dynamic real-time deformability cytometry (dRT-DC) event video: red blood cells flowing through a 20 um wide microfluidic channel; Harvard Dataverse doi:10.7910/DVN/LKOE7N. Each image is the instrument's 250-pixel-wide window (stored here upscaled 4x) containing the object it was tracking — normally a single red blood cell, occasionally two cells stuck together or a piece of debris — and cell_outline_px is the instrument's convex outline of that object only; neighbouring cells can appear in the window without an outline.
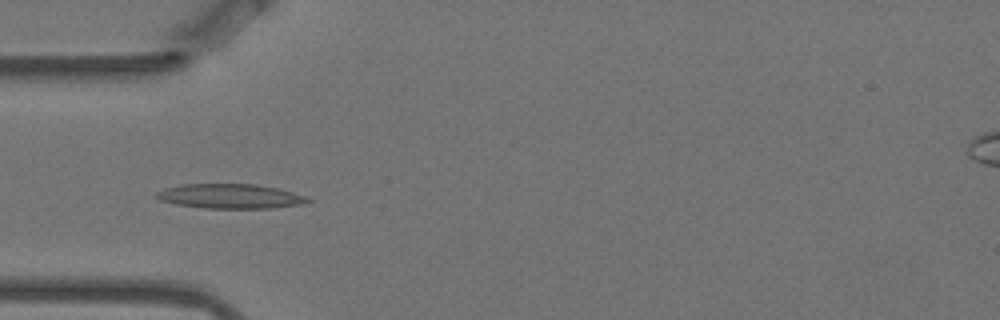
{"species": "Egyptian fruit bat (a non-hibernating species)", "species_latin": "Rousettus aegyptiacus", "temperature_condition": "warm", "stored_images_in_passage": 8, "camera_frame_rate_fps": 3000, "um_per_image_px": 0.085, "animal": {"sex": "female"}, "frame": {"image": 1, "passage_image": 5, "time_ms": 1.333, "image_size_px": [1000, 320], "cell_outline_px": [[312, 200], [300, 204], [272, 208], [204, 208], [176, 204], [160, 200], [156, 196], [156, 192], [164, 188], [180, 184], [256, 184], [276, 188], [292, 192], [304, 196]], "centroid_in_image_um": [19.52, 16.67], "position_along_channel_um": 65.5, "area_um2": 21.5}}
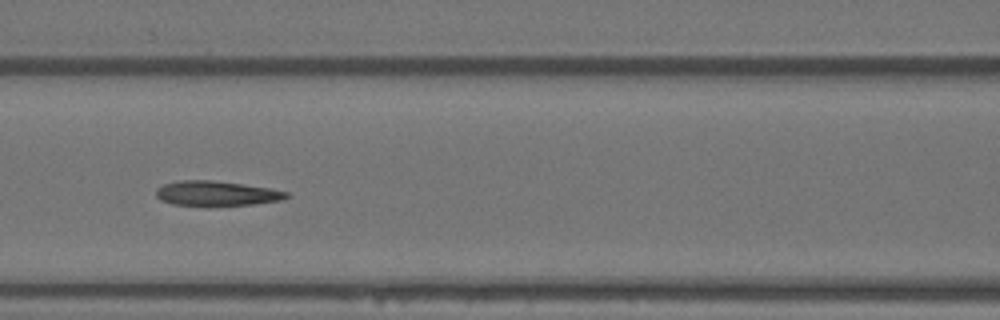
{"frame": {"image": 2, "passage_image": 7, "time_ms": 2.0, "image_size_px": [1000, 320], "cell_outline_px": [[288, 196], [284, 200], [256, 204], [172, 204], [160, 200], [156, 196], [156, 188], [164, 184], [180, 180], [212, 180], [244, 184], [272, 188], [288, 192]], "centroid_in_image_um": [18.43, 16.41], "position_along_channel_um": 148.2, "area_um2": 18.55}}
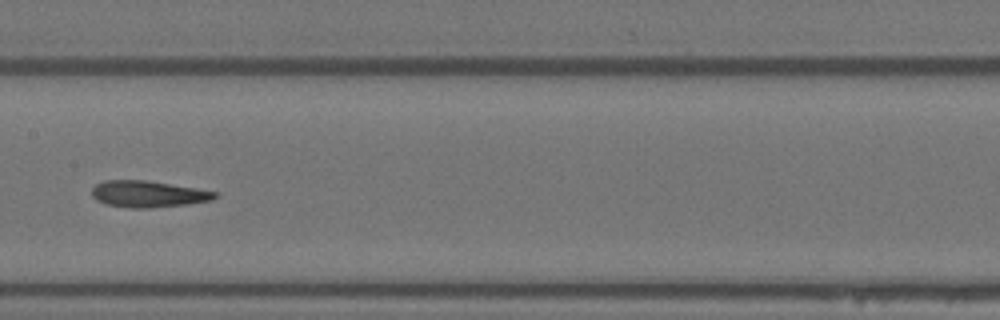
{"frame": {"image": 3, "passage_image": 8, "time_ms": 2.333, "image_size_px": [1000, 320], "cell_outline_px": [[220, 196], [212, 200], [184, 204], [152, 208], [132, 208], [104, 204], [96, 200], [92, 196], [92, 188], [96, 184], [104, 180], [144, 180], [196, 188], [220, 192]], "centroid_in_image_um": [12.6, 16.49], "position_along_channel_um": 194.8, "area_um2": 19.07}}